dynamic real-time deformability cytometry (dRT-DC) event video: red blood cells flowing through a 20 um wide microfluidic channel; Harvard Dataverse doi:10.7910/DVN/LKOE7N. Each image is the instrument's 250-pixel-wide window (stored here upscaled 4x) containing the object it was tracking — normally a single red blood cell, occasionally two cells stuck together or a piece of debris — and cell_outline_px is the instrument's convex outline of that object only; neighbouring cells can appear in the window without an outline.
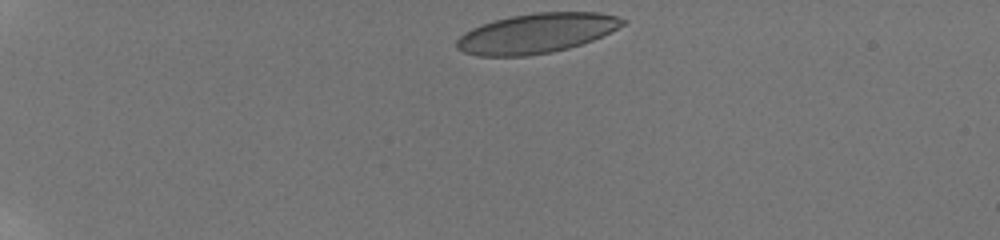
{"species": "human", "species_latin": "Homo sapiens", "temperature_condition": "room temperature", "stored_images_in_passage": 60, "camera_frame_rate_fps": 3000, "um_per_image_px": 0.085, "donor": {"sex": "male"}, "frame": {"image": 1, "passage_image": 1, "time_ms": 0.0, "image_size_px": [1000, 240], "cell_outline_px": [[628, 20], [624, 24], [592, 40], [568, 48], [552, 52], [528, 56], [476, 56], [464, 52], [456, 48], [456, 40], [464, 32], [480, 24], [512, 16], [536, 12], [600, 12], [616, 16]], "centroid_in_image_um": [45.56, 2.83], "position_along_channel_um": 39.4, "area_um2": 38.32}}
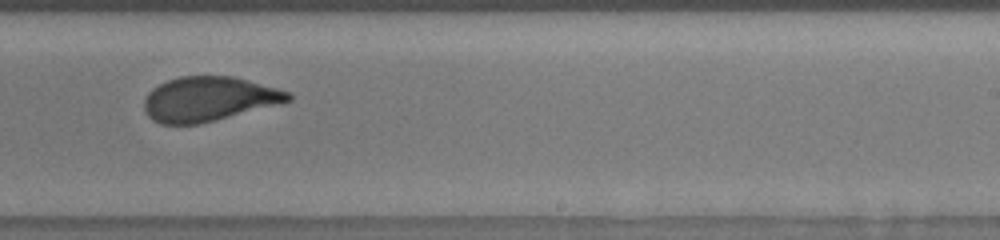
{"frame": {"image": 2, "passage_image": 48, "time_ms": 8.333, "image_size_px": [1000, 240], "cell_outline_px": [[292, 100], [216, 120], [200, 124], [160, 124], [152, 120], [144, 112], [144, 100], [148, 92], [152, 88], [168, 80], [180, 76], [232, 76], [248, 80], [276, 88], [288, 92], [292, 96]], "centroid_in_image_um": [17.69, 8.42], "position_along_channel_um": 271.3, "area_um2": 37.17}}
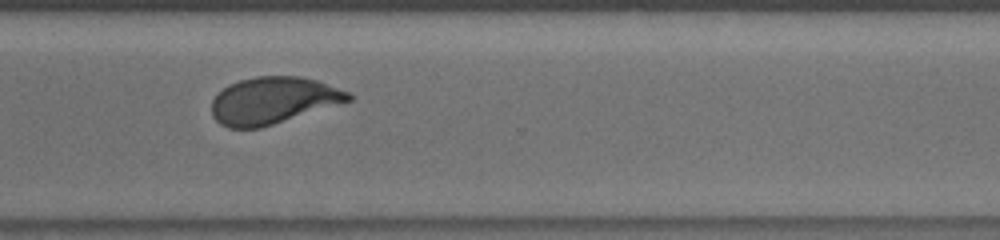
{"frame": {"image": 3, "passage_image": 54, "time_ms": 10.333, "image_size_px": [1000, 240], "cell_outline_px": [[352, 100], [260, 128], [228, 128], [220, 124], [212, 116], [212, 100], [228, 84], [240, 80], [256, 76], [300, 76], [316, 80], [348, 92], [352, 96]], "centroid_in_image_um": [23.18, 8.54], "position_along_channel_um": 347.4, "area_um2": 37.05}, "authors_computed_cell_mechanics": {"area_um2": 38.3214, "velocity_mm_per_s": 3.8023, "shape_relaxation_time_tau1_ms": 5.6836, "shape_relaxation_time_tau2_ms": 0.6893, "deformation_change_tau1": 0.1894, "deformation_change_tau2": 0.072}}